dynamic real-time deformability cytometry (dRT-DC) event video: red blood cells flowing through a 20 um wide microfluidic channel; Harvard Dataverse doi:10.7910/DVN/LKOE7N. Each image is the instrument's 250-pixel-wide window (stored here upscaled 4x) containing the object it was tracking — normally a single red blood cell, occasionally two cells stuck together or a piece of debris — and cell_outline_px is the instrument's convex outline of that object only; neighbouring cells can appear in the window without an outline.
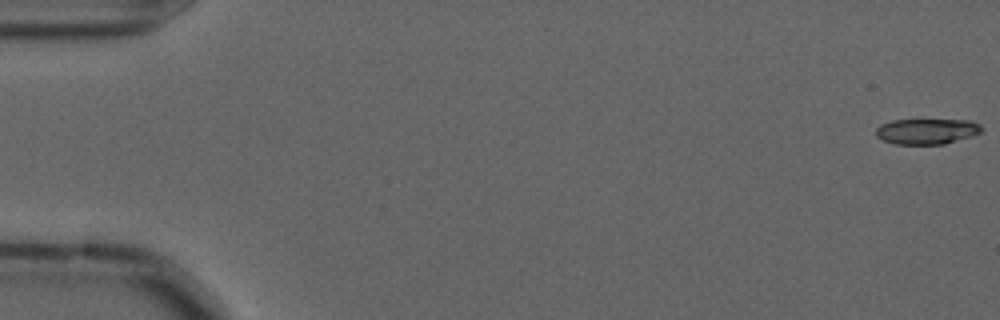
{"species": "common noctule bat (a hibernating species)", "species_latin": "Nyctalus noctula", "temperature_condition": "cold", "stored_images_in_passage": 17, "camera_frame_rate_fps": 3000, "um_per_image_px": 0.085, "animal": {"sex": "male", "forearm_length_mm": 52.5}, "frame": {"image": 1, "passage_image": 1, "time_ms": 0.0, "image_size_px": [1000, 320], "cell_outline_px": [[984, 132], [972, 136], [944, 144], [896, 144], [884, 140], [876, 136], [876, 128], [880, 124], [892, 120], [972, 120], [980, 124], [984, 128]], "centroid_in_image_um": [78.83, 11.15], "position_along_channel_um": 6.2, "area_um2": 15.9}}
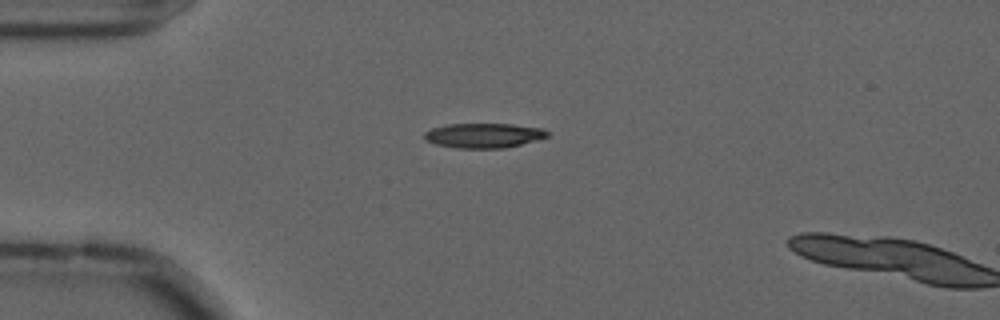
{"frame": {"image": 2, "passage_image": 15, "time_ms": 4.667, "image_size_px": [1000, 320], "cell_outline_px": [[548, 136], [536, 140], [504, 148], [460, 148], [436, 144], [424, 140], [424, 132], [432, 128], [448, 124], [512, 124], [540, 128], [548, 132]], "centroid_in_image_um": [41.08, 11.51], "position_along_channel_um": 43.9, "area_um2": 17.51}}